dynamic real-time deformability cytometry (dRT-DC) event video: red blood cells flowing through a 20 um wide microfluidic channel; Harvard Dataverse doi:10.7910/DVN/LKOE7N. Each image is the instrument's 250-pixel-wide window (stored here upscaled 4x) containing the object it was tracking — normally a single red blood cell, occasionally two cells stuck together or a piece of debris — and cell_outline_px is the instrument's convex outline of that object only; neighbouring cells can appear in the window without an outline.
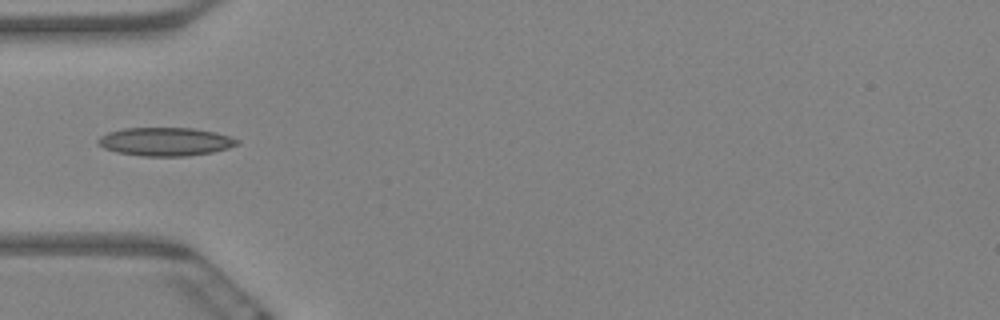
{"species": "Egyptian fruit bat (a non-hibernating species)", "species_latin": "Rousettus aegyptiacus", "temperature_condition": "warm", "stored_images_in_passage": 9, "camera_frame_rate_fps": 3000, "um_per_image_px": 0.085, "animal": {"sex": "female"}, "frame": {"image": 1, "passage_image": 6, "time_ms": 1.667, "image_size_px": [1000, 320], "cell_outline_px": [[240, 144], [228, 148], [212, 152], [188, 156], [140, 156], [116, 152], [104, 148], [96, 144], [96, 140], [100, 136], [108, 132], [124, 128], [192, 128], [216, 132], [232, 136], [240, 140]], "centroid_in_image_um": [14.06, 12.04], "position_along_channel_um": 70.9, "area_um2": 23.29}}
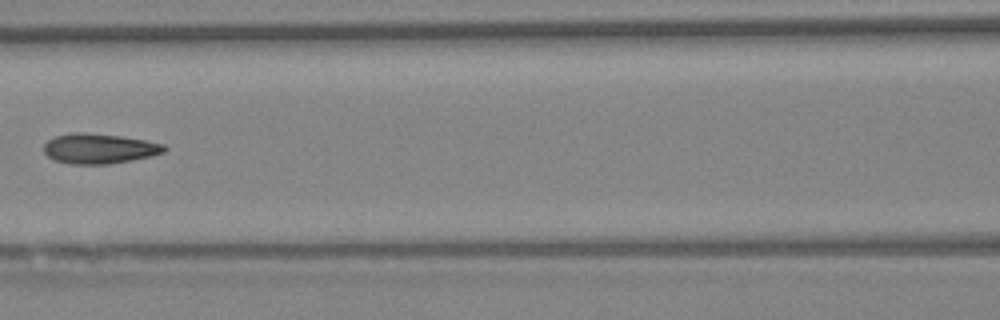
{"frame": {"image": 2, "passage_image": 8, "time_ms": 2.333, "image_size_px": [1000, 320], "cell_outline_px": [[168, 148], [164, 152], [152, 156], [132, 160], [108, 164], [72, 164], [56, 160], [48, 156], [44, 152], [44, 144], [48, 140], [56, 136], [68, 132], [84, 132], [120, 136], [144, 140], [164, 144]], "centroid_in_image_um": [8.44, 12.62], "position_along_channel_um": 158.2, "area_um2": 21.1}}
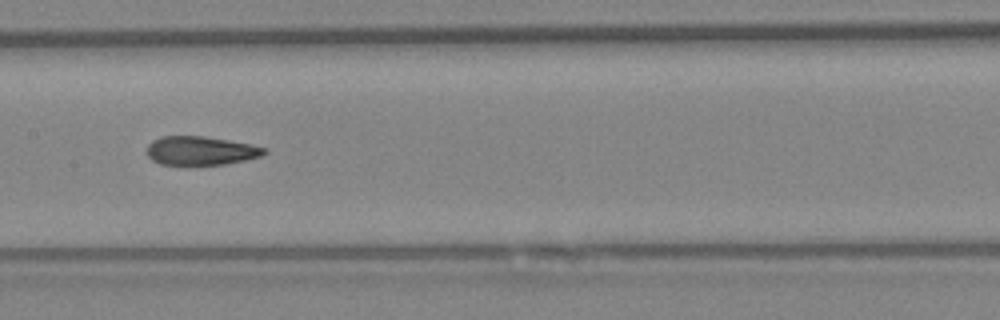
{"frame": {"image": 3, "passage_image": 9, "time_ms": 2.667, "image_size_px": [1000, 320], "cell_outline_px": [[268, 152], [260, 156], [244, 160], [224, 164], [188, 168], [160, 164], [152, 160], [148, 156], [148, 144], [152, 140], [160, 136], [204, 136], [252, 144], [268, 148]], "centroid_in_image_um": [17.04, 12.85], "position_along_channel_um": 190.4, "area_um2": 20.52}}